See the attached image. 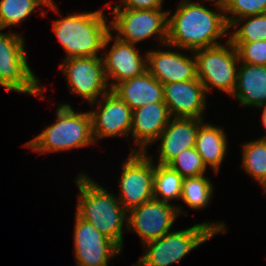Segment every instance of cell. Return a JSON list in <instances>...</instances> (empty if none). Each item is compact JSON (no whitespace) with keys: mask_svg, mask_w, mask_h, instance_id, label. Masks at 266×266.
<instances>
[{"mask_svg":"<svg viewBox=\"0 0 266 266\" xmlns=\"http://www.w3.org/2000/svg\"><path fill=\"white\" fill-rule=\"evenodd\" d=\"M57 121L23 146L39 154L68 151L96 144L90 112L77 113L70 104H58Z\"/></svg>","mask_w":266,"mask_h":266,"instance_id":"cell-4","label":"cell"},{"mask_svg":"<svg viewBox=\"0 0 266 266\" xmlns=\"http://www.w3.org/2000/svg\"><path fill=\"white\" fill-rule=\"evenodd\" d=\"M222 127L202 123L197 132L195 148L206 167L217 174L227 152V134Z\"/></svg>","mask_w":266,"mask_h":266,"instance_id":"cell-21","label":"cell"},{"mask_svg":"<svg viewBox=\"0 0 266 266\" xmlns=\"http://www.w3.org/2000/svg\"><path fill=\"white\" fill-rule=\"evenodd\" d=\"M170 119L164 102L148 103L132 110L130 136L134 138L133 142L139 149H131V152H147V148L157 142Z\"/></svg>","mask_w":266,"mask_h":266,"instance_id":"cell-16","label":"cell"},{"mask_svg":"<svg viewBox=\"0 0 266 266\" xmlns=\"http://www.w3.org/2000/svg\"><path fill=\"white\" fill-rule=\"evenodd\" d=\"M110 13L114 16L110 31H115L118 39L137 44L155 35L161 47L167 43L168 11L113 8Z\"/></svg>","mask_w":266,"mask_h":266,"instance_id":"cell-8","label":"cell"},{"mask_svg":"<svg viewBox=\"0 0 266 266\" xmlns=\"http://www.w3.org/2000/svg\"><path fill=\"white\" fill-rule=\"evenodd\" d=\"M154 163L153 197L169 203L179 200L182 193L183 177L168 165Z\"/></svg>","mask_w":266,"mask_h":266,"instance_id":"cell-23","label":"cell"},{"mask_svg":"<svg viewBox=\"0 0 266 266\" xmlns=\"http://www.w3.org/2000/svg\"><path fill=\"white\" fill-rule=\"evenodd\" d=\"M226 231L224 222L205 221L187 229L166 233L156 240L145 243V253L133 266H170L179 263L208 239Z\"/></svg>","mask_w":266,"mask_h":266,"instance_id":"cell-5","label":"cell"},{"mask_svg":"<svg viewBox=\"0 0 266 266\" xmlns=\"http://www.w3.org/2000/svg\"><path fill=\"white\" fill-rule=\"evenodd\" d=\"M109 52L102 51L104 73L110 89L116 84L131 79L147 70V53L142 55L136 49V44H131L114 36ZM113 81V83H112Z\"/></svg>","mask_w":266,"mask_h":266,"instance_id":"cell-15","label":"cell"},{"mask_svg":"<svg viewBox=\"0 0 266 266\" xmlns=\"http://www.w3.org/2000/svg\"><path fill=\"white\" fill-rule=\"evenodd\" d=\"M147 53V70L161 84L188 81L197 78L195 56L163 50H149Z\"/></svg>","mask_w":266,"mask_h":266,"instance_id":"cell-17","label":"cell"},{"mask_svg":"<svg viewBox=\"0 0 266 266\" xmlns=\"http://www.w3.org/2000/svg\"><path fill=\"white\" fill-rule=\"evenodd\" d=\"M242 167L245 172L255 179L266 194V141L256 139L242 146Z\"/></svg>","mask_w":266,"mask_h":266,"instance_id":"cell-22","label":"cell"},{"mask_svg":"<svg viewBox=\"0 0 266 266\" xmlns=\"http://www.w3.org/2000/svg\"><path fill=\"white\" fill-rule=\"evenodd\" d=\"M168 11L167 43L165 47L193 51L220 45L218 39L227 36L229 26L224 9L218 12L200 2L181 0L175 12Z\"/></svg>","mask_w":266,"mask_h":266,"instance_id":"cell-1","label":"cell"},{"mask_svg":"<svg viewBox=\"0 0 266 266\" xmlns=\"http://www.w3.org/2000/svg\"><path fill=\"white\" fill-rule=\"evenodd\" d=\"M75 184L80 192L76 214L122 249L123 227L125 225L127 229L128 211L114 194L108 193L89 175L80 172Z\"/></svg>","mask_w":266,"mask_h":266,"instance_id":"cell-2","label":"cell"},{"mask_svg":"<svg viewBox=\"0 0 266 266\" xmlns=\"http://www.w3.org/2000/svg\"><path fill=\"white\" fill-rule=\"evenodd\" d=\"M204 119L171 118L159 135L157 164L167 165L182 151L195 147L197 132Z\"/></svg>","mask_w":266,"mask_h":266,"instance_id":"cell-18","label":"cell"},{"mask_svg":"<svg viewBox=\"0 0 266 266\" xmlns=\"http://www.w3.org/2000/svg\"><path fill=\"white\" fill-rule=\"evenodd\" d=\"M163 95L171 118H204L207 94L198 79L163 84Z\"/></svg>","mask_w":266,"mask_h":266,"instance_id":"cell-14","label":"cell"},{"mask_svg":"<svg viewBox=\"0 0 266 266\" xmlns=\"http://www.w3.org/2000/svg\"><path fill=\"white\" fill-rule=\"evenodd\" d=\"M236 48L239 62L266 66V40L254 42H231Z\"/></svg>","mask_w":266,"mask_h":266,"instance_id":"cell-29","label":"cell"},{"mask_svg":"<svg viewBox=\"0 0 266 266\" xmlns=\"http://www.w3.org/2000/svg\"><path fill=\"white\" fill-rule=\"evenodd\" d=\"M164 0H121V4H115L114 8H127L137 10L162 9Z\"/></svg>","mask_w":266,"mask_h":266,"instance_id":"cell-30","label":"cell"},{"mask_svg":"<svg viewBox=\"0 0 266 266\" xmlns=\"http://www.w3.org/2000/svg\"><path fill=\"white\" fill-rule=\"evenodd\" d=\"M3 30L0 28V86L44 99L40 80L28 65L22 34Z\"/></svg>","mask_w":266,"mask_h":266,"instance_id":"cell-6","label":"cell"},{"mask_svg":"<svg viewBox=\"0 0 266 266\" xmlns=\"http://www.w3.org/2000/svg\"><path fill=\"white\" fill-rule=\"evenodd\" d=\"M259 109L261 110L262 109V116H261V121L263 123V127L265 128L266 130V106H262V107H259ZM266 138V135L261 137V139H265Z\"/></svg>","mask_w":266,"mask_h":266,"instance_id":"cell-32","label":"cell"},{"mask_svg":"<svg viewBox=\"0 0 266 266\" xmlns=\"http://www.w3.org/2000/svg\"><path fill=\"white\" fill-rule=\"evenodd\" d=\"M104 9L73 13L53 21L52 30L66 53L65 59L99 57L98 53L114 39Z\"/></svg>","mask_w":266,"mask_h":266,"instance_id":"cell-3","label":"cell"},{"mask_svg":"<svg viewBox=\"0 0 266 266\" xmlns=\"http://www.w3.org/2000/svg\"><path fill=\"white\" fill-rule=\"evenodd\" d=\"M203 1H205V3H206L207 1L212 2V4L216 6L217 11H218L219 9H224L223 7H224V6L227 4V2H228V0H203Z\"/></svg>","mask_w":266,"mask_h":266,"instance_id":"cell-31","label":"cell"},{"mask_svg":"<svg viewBox=\"0 0 266 266\" xmlns=\"http://www.w3.org/2000/svg\"><path fill=\"white\" fill-rule=\"evenodd\" d=\"M181 206L151 199L128 211L127 229L135 232L142 244L156 240L171 232Z\"/></svg>","mask_w":266,"mask_h":266,"instance_id":"cell-11","label":"cell"},{"mask_svg":"<svg viewBox=\"0 0 266 266\" xmlns=\"http://www.w3.org/2000/svg\"><path fill=\"white\" fill-rule=\"evenodd\" d=\"M214 186L205 175L183 178L182 201L191 209H205L213 196Z\"/></svg>","mask_w":266,"mask_h":266,"instance_id":"cell-25","label":"cell"},{"mask_svg":"<svg viewBox=\"0 0 266 266\" xmlns=\"http://www.w3.org/2000/svg\"><path fill=\"white\" fill-rule=\"evenodd\" d=\"M183 178L204 175L207 167L195 147L186 149L174 157L168 164Z\"/></svg>","mask_w":266,"mask_h":266,"instance_id":"cell-27","label":"cell"},{"mask_svg":"<svg viewBox=\"0 0 266 266\" xmlns=\"http://www.w3.org/2000/svg\"><path fill=\"white\" fill-rule=\"evenodd\" d=\"M59 65L68 82L72 94L81 96L90 106H95L98 97H102L111 89L104 73L102 56L72 57L64 59Z\"/></svg>","mask_w":266,"mask_h":266,"instance_id":"cell-10","label":"cell"},{"mask_svg":"<svg viewBox=\"0 0 266 266\" xmlns=\"http://www.w3.org/2000/svg\"><path fill=\"white\" fill-rule=\"evenodd\" d=\"M241 23L242 25L240 26ZM232 28L236 30L232 32L230 37H228L231 42H254L266 40V13L237 19L229 27V31Z\"/></svg>","mask_w":266,"mask_h":266,"instance_id":"cell-26","label":"cell"},{"mask_svg":"<svg viewBox=\"0 0 266 266\" xmlns=\"http://www.w3.org/2000/svg\"><path fill=\"white\" fill-rule=\"evenodd\" d=\"M147 152H130L121 164L119 202L127 211L153 199L154 162Z\"/></svg>","mask_w":266,"mask_h":266,"instance_id":"cell-9","label":"cell"},{"mask_svg":"<svg viewBox=\"0 0 266 266\" xmlns=\"http://www.w3.org/2000/svg\"><path fill=\"white\" fill-rule=\"evenodd\" d=\"M47 4L54 2L53 0H44Z\"/></svg>","mask_w":266,"mask_h":266,"instance_id":"cell-33","label":"cell"},{"mask_svg":"<svg viewBox=\"0 0 266 266\" xmlns=\"http://www.w3.org/2000/svg\"><path fill=\"white\" fill-rule=\"evenodd\" d=\"M96 111H89L95 143L107 137L130 135L132 109L112 90L97 100Z\"/></svg>","mask_w":266,"mask_h":266,"instance_id":"cell-13","label":"cell"},{"mask_svg":"<svg viewBox=\"0 0 266 266\" xmlns=\"http://www.w3.org/2000/svg\"><path fill=\"white\" fill-rule=\"evenodd\" d=\"M230 27L237 19L266 13V0H228L223 7ZM230 15V16H229Z\"/></svg>","mask_w":266,"mask_h":266,"instance_id":"cell-28","label":"cell"},{"mask_svg":"<svg viewBox=\"0 0 266 266\" xmlns=\"http://www.w3.org/2000/svg\"><path fill=\"white\" fill-rule=\"evenodd\" d=\"M232 97L242 106H266V66L242 63L238 67L236 87Z\"/></svg>","mask_w":266,"mask_h":266,"instance_id":"cell-20","label":"cell"},{"mask_svg":"<svg viewBox=\"0 0 266 266\" xmlns=\"http://www.w3.org/2000/svg\"><path fill=\"white\" fill-rule=\"evenodd\" d=\"M196 59L197 78L203 84L206 94L217 88L232 96L237 81L239 56L228 39L225 45L193 51Z\"/></svg>","mask_w":266,"mask_h":266,"instance_id":"cell-7","label":"cell"},{"mask_svg":"<svg viewBox=\"0 0 266 266\" xmlns=\"http://www.w3.org/2000/svg\"><path fill=\"white\" fill-rule=\"evenodd\" d=\"M75 215L73 254L77 266H108L122 249L94 225Z\"/></svg>","mask_w":266,"mask_h":266,"instance_id":"cell-12","label":"cell"},{"mask_svg":"<svg viewBox=\"0 0 266 266\" xmlns=\"http://www.w3.org/2000/svg\"><path fill=\"white\" fill-rule=\"evenodd\" d=\"M42 5L59 12L54 2L47 4L44 0H0V28L18 26Z\"/></svg>","mask_w":266,"mask_h":266,"instance_id":"cell-24","label":"cell"},{"mask_svg":"<svg viewBox=\"0 0 266 266\" xmlns=\"http://www.w3.org/2000/svg\"><path fill=\"white\" fill-rule=\"evenodd\" d=\"M111 90L132 110L148 103L164 102L163 84L148 70L116 84Z\"/></svg>","mask_w":266,"mask_h":266,"instance_id":"cell-19","label":"cell"}]
</instances>
